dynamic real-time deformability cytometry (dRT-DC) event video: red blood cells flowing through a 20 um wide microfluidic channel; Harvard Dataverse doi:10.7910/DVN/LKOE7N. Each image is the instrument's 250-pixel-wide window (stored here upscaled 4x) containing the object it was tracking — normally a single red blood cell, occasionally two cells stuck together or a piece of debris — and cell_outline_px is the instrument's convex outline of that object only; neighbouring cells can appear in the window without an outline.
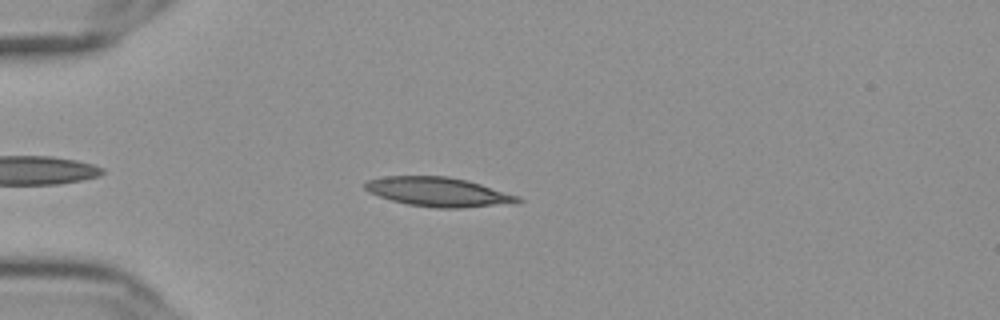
{"species": "Egyptian fruit bat (a non-hibernating species)", "species_latin": "Rousettus aegyptiacus", "temperature_condition": "cold", "stored_images_in_passage": 46, "camera_frame_rate_fps": 3000, "um_per_image_px": 0.085, "frame": {"image": 1, "passage_image": 6, "time_ms": 1.667, "image_size_px": [1000, 320], "cell_outline_px": [[524, 200], [460, 208], [436, 208], [408, 204], [392, 200], [368, 192], [364, 188], [364, 184], [368, 180], [384, 176], [448, 176], [480, 184], [520, 196]], "centroid_in_image_um": [37.17, 16.29], "position_along_channel_um": 47.8, "area_um2": 25.43}}
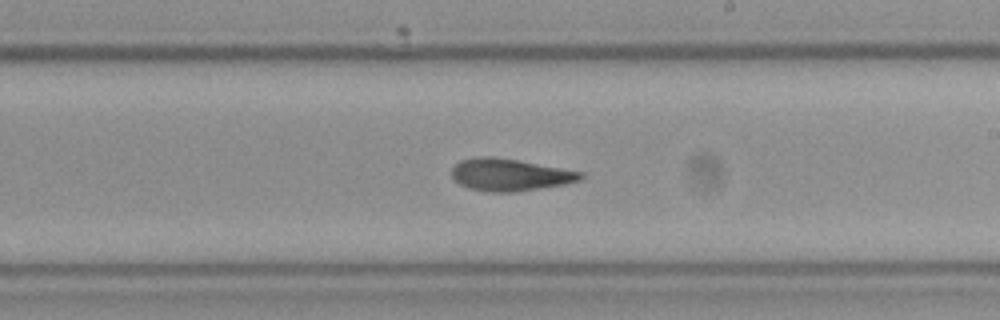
{"frame": {"image": 2, "passage_image": 24, "time_ms": 7.667, "image_size_px": [1000, 320], "cell_outline_px": [[584, 176], [580, 180], [564, 184], [516, 192], [488, 192], [468, 188], [460, 184], [452, 176], [452, 168], [460, 160], [476, 156], [492, 156], [516, 160], [584, 172]], "centroid_in_image_um": [43.32, 14.85], "position_along_channel_um": 245.7, "area_um2": 24.1}}
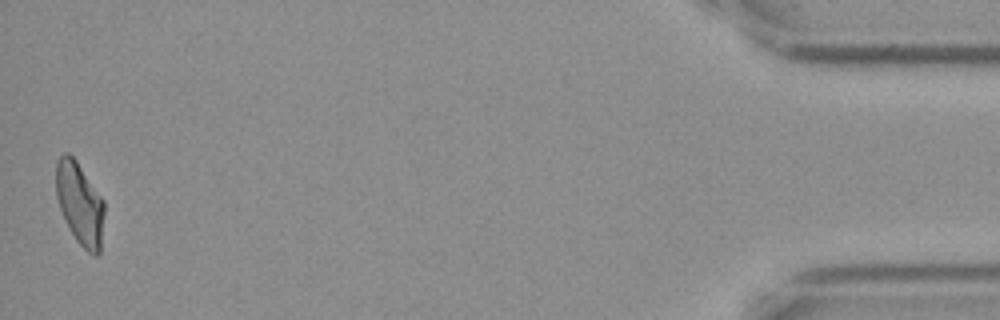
{"frame": {"image": 3, "passage_image": 46, "time_ms": 15.0, "image_size_px": [1000, 320], "cell_outline_px": [[104, 212], [100, 252], [96, 256], [88, 252], [76, 240], [60, 208], [56, 196], [56, 160], [64, 152], [68, 152], [76, 160], [104, 200]], "centroid_in_image_um": [6.79, 17.28], "position_along_channel_um": 428.4, "area_um2": 22.95}, "authors_computed_cell_mechanics": {"area_um2": 24.3916, "velocity_mm_per_s": 3.64, "shape_relaxation_time_tau1_ms": null, "shape_relaxation_time_tau2_ms": 3.7744, "deformation_change_tau1": null, "deformation_change_tau2": 0.1084}}